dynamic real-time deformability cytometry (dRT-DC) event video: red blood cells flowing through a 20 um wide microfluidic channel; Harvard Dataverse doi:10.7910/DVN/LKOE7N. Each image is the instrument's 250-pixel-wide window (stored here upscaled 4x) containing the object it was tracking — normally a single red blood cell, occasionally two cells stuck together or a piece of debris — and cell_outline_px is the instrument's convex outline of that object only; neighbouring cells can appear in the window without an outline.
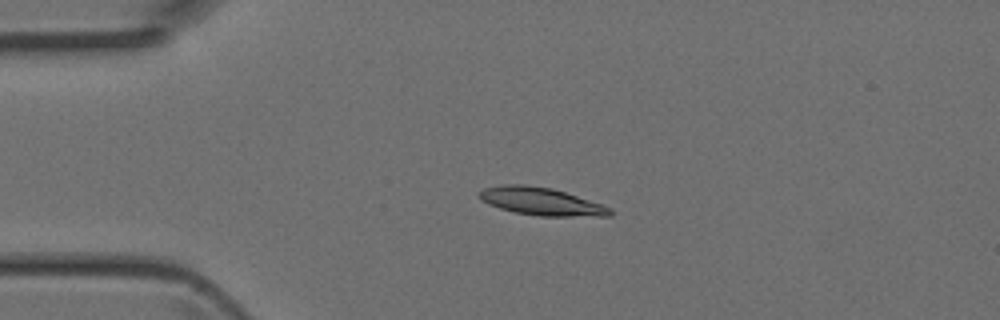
{"species": "Egyptian fruit bat (a non-hibernating species)", "species_latin": "Rousettus aegyptiacus", "temperature_condition": "room temperature", "stored_images_in_passage": 4, "camera_frame_rate_fps": 3000, "um_per_image_px": 0.085, "animal": {"sex": "female"}, "frame": {"image": 1, "passage_image": 3, "time_ms": 0.667, "image_size_px": [1000, 320], "cell_outline_px": [[612, 216], [540, 216], [516, 212], [500, 208], [488, 204], [480, 200], [476, 196], [476, 192], [484, 188], [500, 184], [524, 184], [552, 188], [612, 208]], "centroid_in_image_um": [45.92, 17.11], "position_along_channel_um": 39.1, "area_um2": 21.15}}